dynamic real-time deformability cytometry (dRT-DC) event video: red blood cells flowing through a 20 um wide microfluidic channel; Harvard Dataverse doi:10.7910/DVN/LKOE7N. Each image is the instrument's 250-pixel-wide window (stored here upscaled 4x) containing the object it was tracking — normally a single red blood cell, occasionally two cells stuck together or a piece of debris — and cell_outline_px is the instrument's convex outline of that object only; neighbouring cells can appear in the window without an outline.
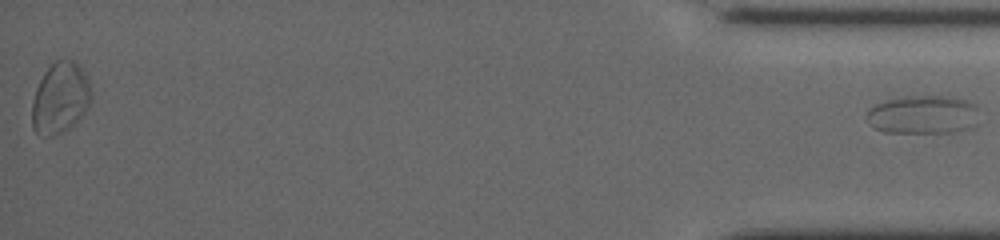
{"species": "common noctule bat (a hibernating species)", "species_latin": "Nyctalus noctula", "temperature_condition": "cold", "stored_images_in_passage": 32, "segment_of_instrument_passage": [2, 2], "camera_frame_rate_fps": 3000, "um_per_image_px": 0.085, "animal": {"sex": "female", "body_mass_g": 19.5, "forearm_length_mm": 54.1}, "frame": {"image": 1, "passage_image": 32, "time_ms": 11.667, "image_size_px": [1000, 240], "cell_outline_px": [[976, 108], [968, 128], [952, 132], [884, 132], [876, 128], [872, 124], [868, 116], [868, 112], [876, 104], [888, 100], [904, 96], [952, 96], [972, 100], [976, 104]], "centroid_in_image_um": [78.45, 9.71], "position_along_channel_um": 356.8, "area_um2": 24.51}}